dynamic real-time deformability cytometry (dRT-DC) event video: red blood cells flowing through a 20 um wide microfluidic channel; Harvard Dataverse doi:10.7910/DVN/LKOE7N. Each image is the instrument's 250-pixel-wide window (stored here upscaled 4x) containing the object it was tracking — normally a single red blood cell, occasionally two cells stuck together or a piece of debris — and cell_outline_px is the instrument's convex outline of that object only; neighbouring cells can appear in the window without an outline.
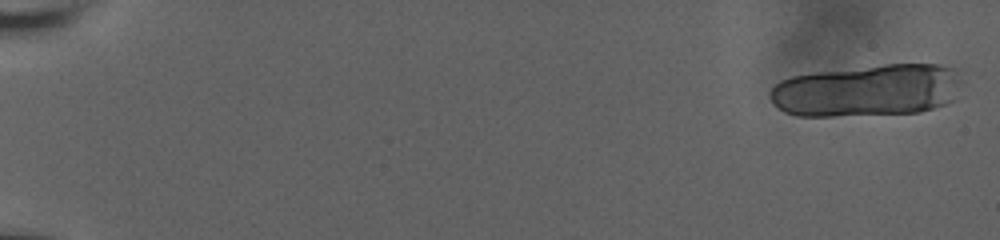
{"species": "human", "species_latin": "Homo sapiens", "temperature_condition": "room temperature", "stored_images_in_passage": 9, "camera_frame_rate_fps": 3000, "um_per_image_px": 0.085, "donor": {"sex": "male"}, "frame": {"image": 1, "passage_image": 1, "time_ms": 0.0, "image_size_px": [1000, 240], "cell_outline_px": [[960, 84], [952, 100], [944, 104], [920, 112], [832, 116], [796, 116], [784, 112], [772, 104], [768, 96], [772, 88], [780, 80], [792, 76], [816, 72], [884, 64], [944, 64], [956, 68], [960, 80]], "centroid_in_image_um": [73.69, 7.68], "position_along_channel_um": 11.3, "area_um2": 58.61}}